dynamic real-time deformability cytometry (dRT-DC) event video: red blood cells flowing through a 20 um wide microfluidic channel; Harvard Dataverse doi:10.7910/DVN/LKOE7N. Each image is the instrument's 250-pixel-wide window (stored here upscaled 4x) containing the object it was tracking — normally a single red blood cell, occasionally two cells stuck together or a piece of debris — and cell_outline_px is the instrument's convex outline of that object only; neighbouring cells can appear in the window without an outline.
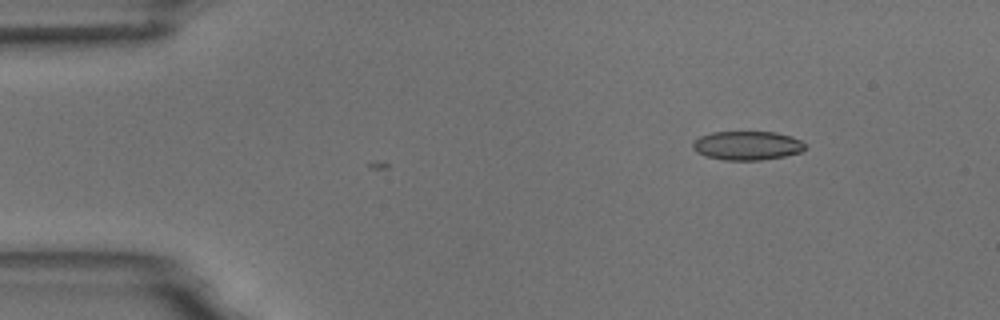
{"species": "common noctule bat (a hibernating species)", "species_latin": "Nyctalus noctula", "temperature_condition": "room temperature", "stored_images_in_passage": 2, "camera_frame_rate_fps": 3000, "um_per_image_px": 0.085, "animal": {"sex": "male", "body_mass_g": 18.8}, "frame": {"image": 1, "passage_image": 2, "time_ms": 1.0, "image_size_px": [1000, 320], "cell_outline_px": [[808, 148], [800, 152], [784, 156], [760, 160], [724, 160], [704, 156], [696, 152], [692, 148], [692, 144], [700, 136], [712, 132], [776, 132], [792, 136], [800, 140]], "centroid_in_image_um": [63.51, 12.37], "position_along_channel_um": 21.5, "area_um2": 19.02}}